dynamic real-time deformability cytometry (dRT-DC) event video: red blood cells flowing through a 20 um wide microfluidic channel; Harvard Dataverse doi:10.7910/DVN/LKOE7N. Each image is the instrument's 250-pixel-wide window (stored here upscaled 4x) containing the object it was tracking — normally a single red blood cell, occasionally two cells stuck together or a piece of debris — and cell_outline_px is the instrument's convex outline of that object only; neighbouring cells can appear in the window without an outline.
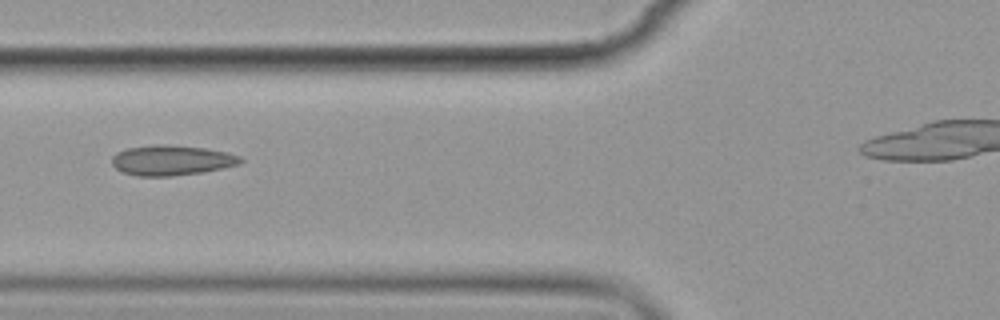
{"species": "common noctule bat (a hibernating species)", "species_latin": "Nyctalus noctula", "temperature_condition": "cold", "stored_images_in_passage": 7, "camera_frame_rate_fps": 3000, "um_per_image_px": 0.085, "animal": {"sex": "female", "body_mass_g": 19.9}, "frame": {"image": 1, "passage_image": 6, "time_ms": 6.667, "image_size_px": [1000, 320], "cell_outline_px": [[244, 160], [240, 164], [204, 172], [172, 176], [136, 176], [120, 172], [112, 164], [112, 156], [116, 152], [128, 148], [152, 144], [164, 144], [204, 148], [224, 152], [240, 156]], "centroid_in_image_um": [14.55, 13.63], "position_along_channel_um": 111.3, "area_um2": 22.72}}
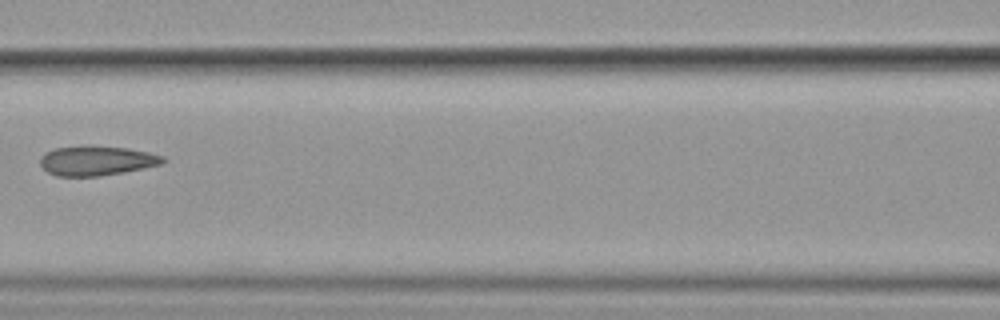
{"frame": {"image": 2, "passage_image": 7, "time_ms": 8.0, "image_size_px": [1000, 320], "cell_outline_px": [[168, 160], [160, 164], [144, 168], [124, 172], [100, 176], [56, 176], [48, 172], [40, 164], [40, 156], [44, 152], [56, 148], [84, 144], [128, 148], [148, 152], [164, 156]], "centroid_in_image_um": [8.2, 13.64], "position_along_channel_um": 158.4, "area_um2": 21.56}}